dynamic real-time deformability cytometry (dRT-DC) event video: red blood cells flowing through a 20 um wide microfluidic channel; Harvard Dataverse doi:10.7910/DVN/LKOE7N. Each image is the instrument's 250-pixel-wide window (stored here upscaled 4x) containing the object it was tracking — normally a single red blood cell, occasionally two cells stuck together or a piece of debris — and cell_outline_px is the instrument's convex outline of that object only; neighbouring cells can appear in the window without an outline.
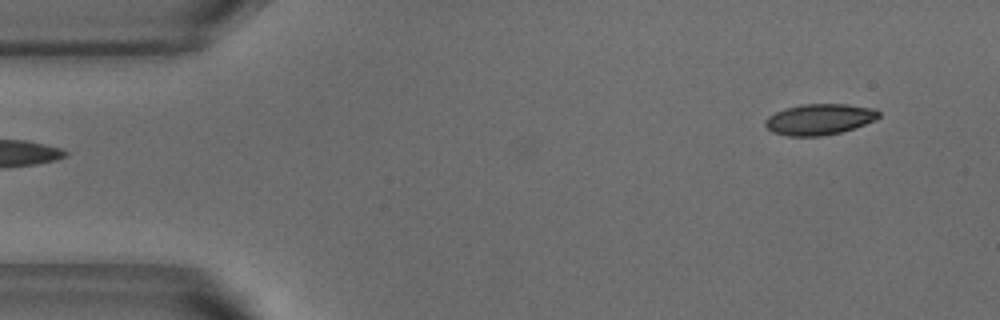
{"species": "common noctule bat (a hibernating species)", "species_latin": "Nyctalus noctula", "temperature_condition": "warm", "stored_images_in_passage": 4, "camera_frame_rate_fps": 3000, "um_per_image_px": 0.085, "animal": {"sex": "male", "body_mass_g": 18.8}, "frame": {"image": 1, "passage_image": 1, "time_ms": 0.0, "image_size_px": [1000, 320], "cell_outline_px": [[880, 116], [876, 120], [840, 132], [820, 136], [788, 136], [772, 132], [764, 124], [764, 120], [768, 116], [776, 112], [800, 104], [848, 104], [876, 108], [880, 112]], "centroid_in_image_um": [69.66, 10.13], "position_along_channel_um": 15.3, "area_um2": 20.46}}